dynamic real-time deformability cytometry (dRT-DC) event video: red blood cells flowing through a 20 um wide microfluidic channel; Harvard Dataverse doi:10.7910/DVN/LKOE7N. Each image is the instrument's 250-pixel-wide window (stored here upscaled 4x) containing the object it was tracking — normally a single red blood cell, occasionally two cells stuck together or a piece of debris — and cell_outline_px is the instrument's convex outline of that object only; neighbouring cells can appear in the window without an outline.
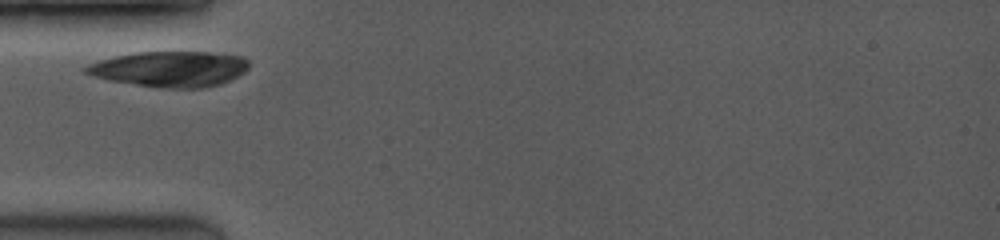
{"species": "common noctule bat (a hibernating species)", "species_latin": "Nyctalus noctula", "temperature_condition": "room temperature", "stored_images_in_passage": 19, "camera_frame_rate_fps": 3500, "um_per_image_px": 0.085, "animal": {"sex": "female", "body_mass_g": 19.0, "forearm_length_mm": 53.3}, "frame": {"image": 1, "passage_image": 1, "time_ms": 0.0, "image_size_px": [1000, 240], "cell_outline_px": [[248, 68], [244, 72], [220, 84], [200, 88], [164, 88], [108, 80], [92, 76], [84, 72], [84, 68], [88, 64], [100, 60], [116, 56], [136, 52], [208, 52], [244, 56], [248, 60]], "centroid_in_image_um": [14.44, 5.85], "position_along_channel_um": 70.6, "area_um2": 33.58}}